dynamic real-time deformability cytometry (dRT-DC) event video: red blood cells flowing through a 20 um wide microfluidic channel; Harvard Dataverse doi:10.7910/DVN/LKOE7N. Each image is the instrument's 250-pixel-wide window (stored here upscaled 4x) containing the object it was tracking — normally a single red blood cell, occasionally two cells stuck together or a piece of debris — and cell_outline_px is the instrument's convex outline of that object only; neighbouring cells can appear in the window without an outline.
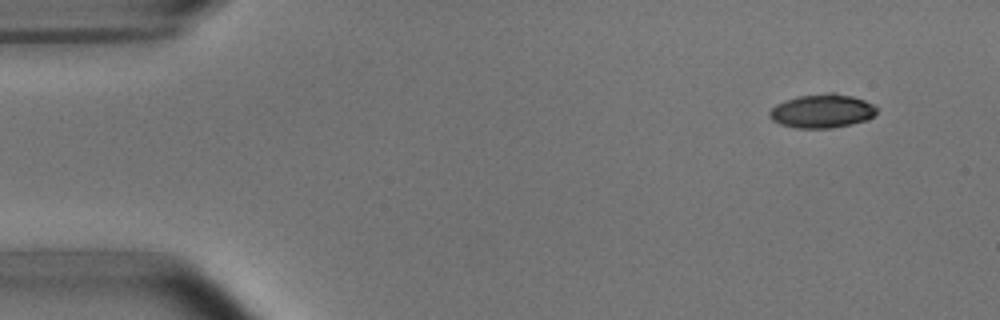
{"species": "common noctule bat (a hibernating species)", "species_latin": "Nyctalus noctula", "temperature_condition": "room temperature", "stored_images_in_passage": 4, "camera_frame_rate_fps": 3000, "um_per_image_px": 0.085, "animal": {"sex": "male", "body_mass_g": 15.6}, "frame": {"image": 1, "passage_image": 1, "time_ms": 0.0, "image_size_px": [1000, 320], "cell_outline_px": [[876, 112], [872, 116], [864, 120], [852, 124], [832, 128], [796, 128], [780, 124], [772, 120], [768, 116], [768, 112], [776, 104], [784, 100], [800, 96], [828, 92], [836, 92], [852, 96], [864, 100], [872, 104], [876, 108]], "centroid_in_image_um": [69.83, 9.43], "position_along_channel_um": 15.2, "area_um2": 21.1}}
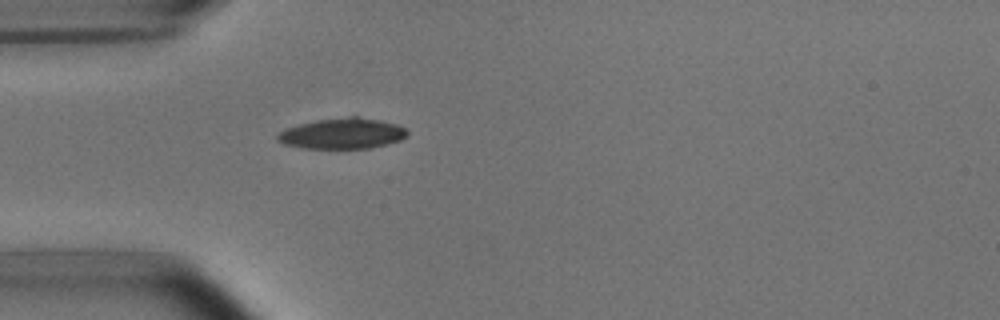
{"frame": {"image": 2, "passage_image": 4, "time_ms": 3.667, "image_size_px": [1000, 320], "cell_outline_px": [[408, 136], [400, 140], [368, 148], [304, 148], [284, 144], [276, 140], [276, 136], [280, 132], [288, 128], [300, 124], [316, 120], [352, 116], [360, 116], [380, 120], [396, 124], [404, 128], [408, 132]], "centroid_in_image_um": [29.1, 11.34], "position_along_channel_um": 55.9, "area_um2": 23.0}}